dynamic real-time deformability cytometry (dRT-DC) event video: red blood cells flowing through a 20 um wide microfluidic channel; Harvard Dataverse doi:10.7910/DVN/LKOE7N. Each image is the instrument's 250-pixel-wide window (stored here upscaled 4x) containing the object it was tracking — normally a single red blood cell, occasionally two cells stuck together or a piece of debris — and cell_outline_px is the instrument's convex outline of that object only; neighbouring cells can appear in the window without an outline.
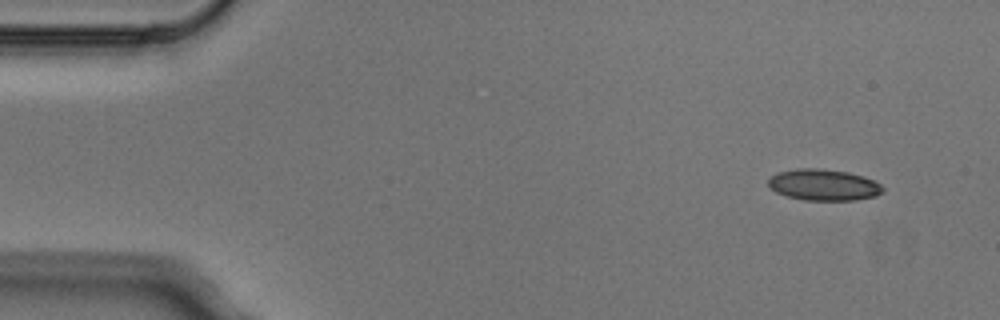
{"species": "Egyptian fruit bat (a non-hibernating species)", "species_latin": "Rousettus aegyptiacus", "temperature_condition": "cold", "stored_images_in_passage": 4, "camera_frame_rate_fps": 3000, "um_per_image_px": 0.085, "animal": {"sex": "male"}, "frame": {"image": 1, "passage_image": 1, "time_ms": 0.0, "image_size_px": [1000, 320], "cell_outline_px": [[884, 188], [876, 196], [856, 200], [804, 200], [788, 196], [776, 192], [768, 184], [768, 180], [776, 172], [796, 168], [820, 168], [848, 172], [864, 176], [880, 184]], "centroid_in_image_um": [70.0, 15.7], "position_along_channel_um": 15.0, "area_um2": 20.87}}
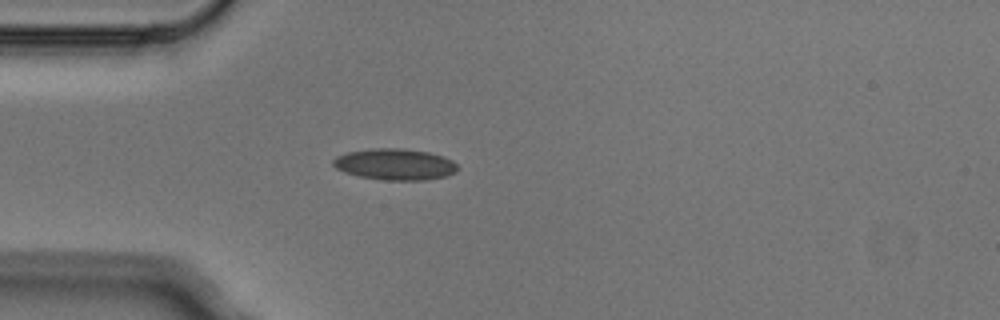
{"frame": {"image": 2, "passage_image": 4, "time_ms": 1.0, "image_size_px": [1000, 320], "cell_outline_px": [[460, 168], [456, 172], [448, 176], [424, 180], [384, 180], [360, 176], [344, 172], [336, 168], [332, 164], [332, 160], [336, 156], [348, 152], [372, 148], [404, 148], [428, 152], [444, 156], [452, 160]], "centroid_in_image_um": [33.6, 13.96], "position_along_channel_um": 51.4, "area_um2": 22.89}}